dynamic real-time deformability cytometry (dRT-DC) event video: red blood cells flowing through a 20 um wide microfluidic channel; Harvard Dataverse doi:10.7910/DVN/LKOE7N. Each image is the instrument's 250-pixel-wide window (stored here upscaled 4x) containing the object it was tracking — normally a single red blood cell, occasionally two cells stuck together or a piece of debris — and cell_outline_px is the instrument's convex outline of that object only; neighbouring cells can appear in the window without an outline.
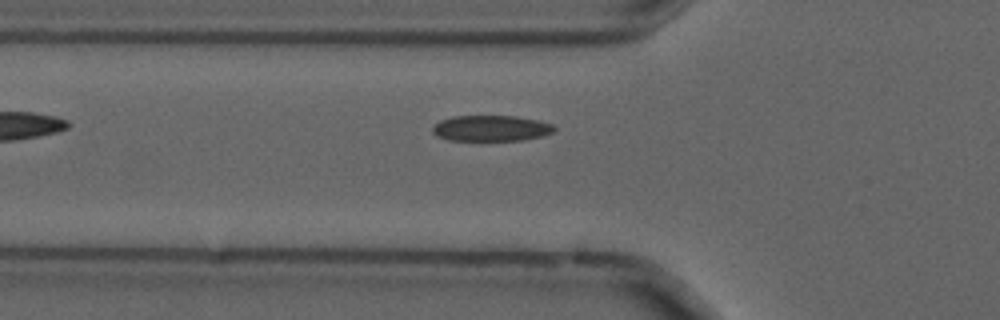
{"species": "common noctule bat (a hibernating species)", "species_latin": "Nyctalus noctula", "temperature_condition": "cold", "stored_images_in_passage": 35, "camera_frame_rate_fps": 3000, "um_per_image_px": 0.085, "animal": {"sex": "male", "forearm_length_mm": 52.5}, "frame": {"image": 1, "passage_image": 3, "time_ms": 0.667, "image_size_px": [1000, 320], "cell_outline_px": [[556, 128], [552, 132], [544, 136], [524, 140], [448, 140], [436, 136], [432, 132], [432, 128], [440, 120], [452, 116], [516, 116], [536, 120], [552, 124]], "centroid_in_image_um": [41.73, 10.9], "position_along_channel_um": 84.1, "area_um2": 18.32}}
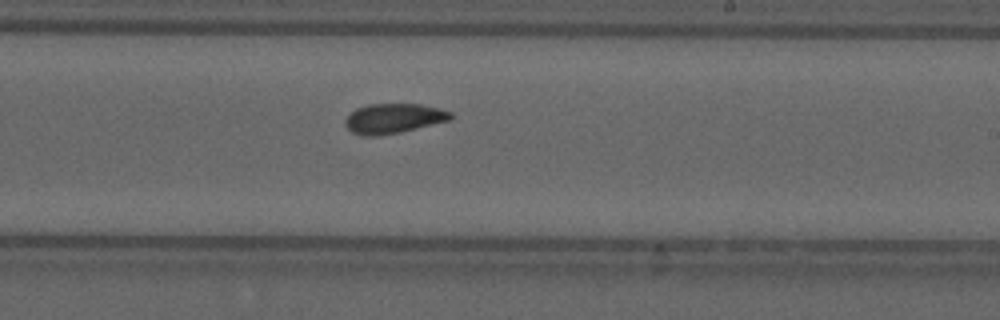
{"frame": {"image": 2, "passage_image": 17, "time_ms": 5.333, "image_size_px": [1000, 320], "cell_outline_px": [[452, 120], [400, 132], [376, 136], [364, 136], [352, 132], [344, 124], [344, 120], [356, 108], [368, 104], [420, 104], [440, 108], [452, 112]], "centroid_in_image_um": [33.47, 10.06], "position_along_channel_um": 255.5, "area_um2": 18.38}}
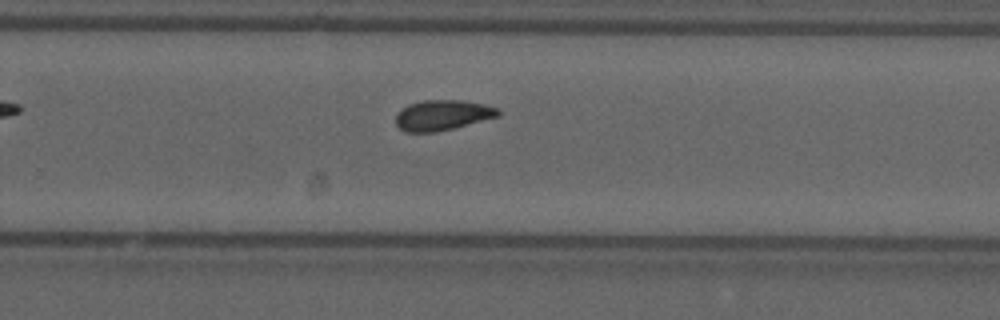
{"frame": {"image": 3, "passage_image": 20, "time_ms": 6.333, "image_size_px": [1000, 320], "cell_outline_px": [[500, 116], [436, 132], [404, 132], [396, 124], [396, 116], [400, 108], [408, 104], [424, 100], [460, 100], [484, 104], [496, 108], [500, 112]], "centroid_in_image_um": [37.57, 9.78], "position_along_channel_um": 292.2, "area_um2": 18.03}}